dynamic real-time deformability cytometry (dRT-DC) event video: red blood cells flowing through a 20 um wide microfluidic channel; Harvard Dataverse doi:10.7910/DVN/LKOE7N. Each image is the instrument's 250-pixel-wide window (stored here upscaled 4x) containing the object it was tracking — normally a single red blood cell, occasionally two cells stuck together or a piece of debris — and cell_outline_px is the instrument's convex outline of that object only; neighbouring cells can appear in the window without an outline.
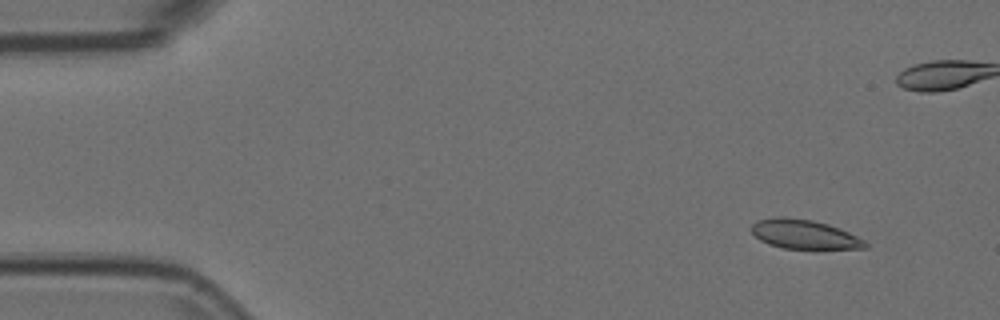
{"species": "Egyptian fruit bat (a non-hibernating species)", "species_latin": "Rousettus aegyptiacus", "temperature_condition": "room temperature", "stored_images_in_passage": 52, "camera_frame_rate_fps": 3000, "um_per_image_px": 0.085, "animal": {"sex": "female"}, "frame": {"image": 1, "passage_image": 1, "time_ms": 0.0, "image_size_px": [1000, 320], "cell_outline_px": [[868, 248], [784, 248], [768, 244], [760, 240], [752, 232], [752, 224], [756, 220], [780, 216], [784, 216], [812, 220], [828, 224], [848, 232], [864, 240], [868, 244]], "centroid_in_image_um": [68.33, 19.9], "position_along_channel_um": 16.7, "area_um2": 19.13}}
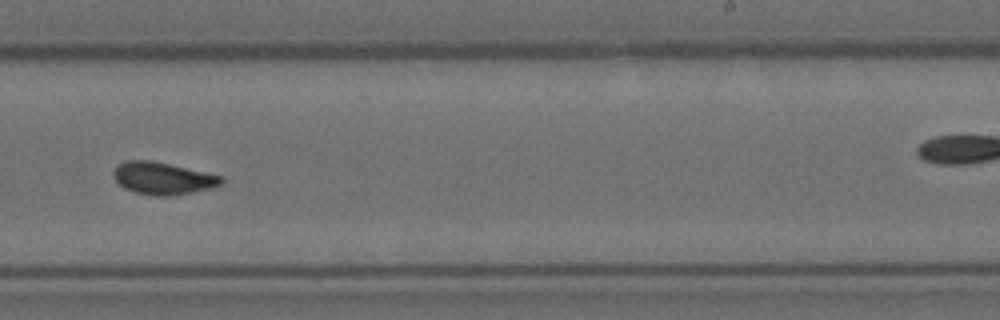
{"frame": {"image": 2, "passage_image": 30, "time_ms": 9.667, "image_size_px": [1000, 320], "cell_outline_px": [[224, 184], [212, 188], [172, 196], [152, 196], [132, 192], [124, 188], [112, 176], [112, 172], [120, 164], [128, 160], [152, 160], [224, 176]], "centroid_in_image_um": [13.87, 15.17], "position_along_channel_um": 275.1, "area_um2": 20.52}}
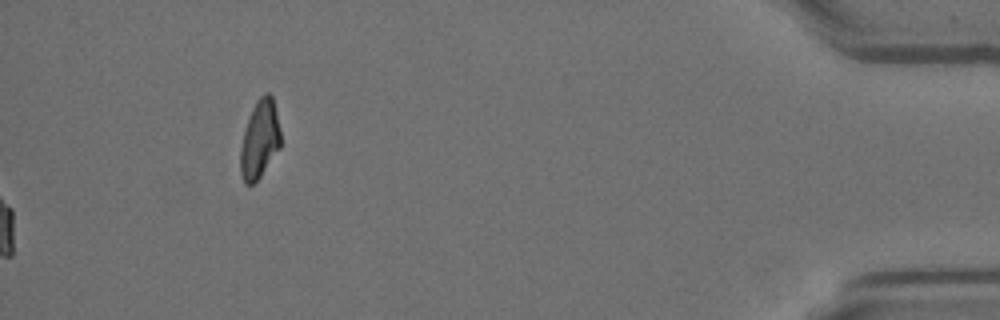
{"frame": {"image": 3, "passage_image": 52, "time_ms": 17.0, "image_size_px": [1000, 320], "cell_outline_px": [[280, 148], [260, 176], [252, 184], [244, 184], [240, 172], [240, 148], [244, 132], [252, 108], [256, 100], [264, 92], [268, 92], [272, 96], [276, 112], [280, 132]], "centroid_in_image_um": [22.06, 11.84], "position_along_channel_um": 413.1, "area_um2": 18.15}, "authors_computed_cell_mechanics": {"area_um2": 19.7387, "velocity_mm_per_s": 3.7086, "shape_relaxation_time_tau1_ms": null, "shape_relaxation_time_tau2_ms": 1.2612, "deformation_change_tau1": null, "deformation_change_tau2": 0.041}}